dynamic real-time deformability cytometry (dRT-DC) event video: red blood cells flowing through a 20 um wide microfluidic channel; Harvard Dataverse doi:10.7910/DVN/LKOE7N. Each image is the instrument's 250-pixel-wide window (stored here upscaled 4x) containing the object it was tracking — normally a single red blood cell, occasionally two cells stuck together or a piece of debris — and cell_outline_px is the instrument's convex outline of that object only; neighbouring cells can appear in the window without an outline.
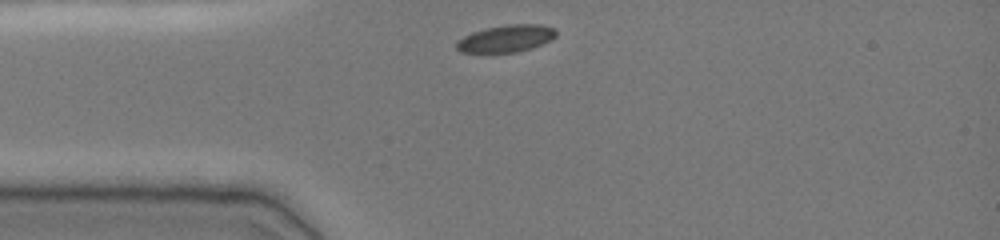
{"species": "common noctule bat (a hibernating species)", "species_latin": "Nyctalus noctula", "temperature_condition": "cold", "stored_images_in_passage": 31, "camera_frame_rate_fps": 3000, "um_per_image_px": 0.085, "animal": {"sex": "female", "body_mass_g": 19.0, "forearm_length_mm": 51.5}, "frame": {"image": 1, "passage_image": 1, "time_ms": 0.0, "image_size_px": [1000, 240], "cell_outline_px": [[556, 36], [552, 40], [532, 48], [516, 52], [460, 52], [456, 48], [456, 40], [472, 32], [488, 28], [508, 24], [540, 24], [552, 28], [556, 32]], "centroid_in_image_um": [43.01, 3.28], "position_along_channel_um": 42.0, "area_um2": 15.66}}
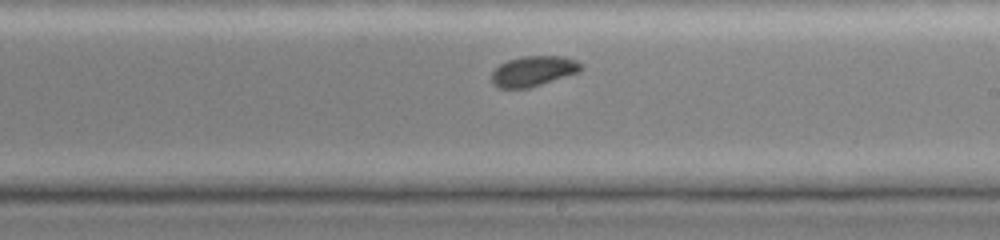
{"frame": {"image": 2, "passage_image": 18, "time_ms": 5.667, "image_size_px": [1000, 240], "cell_outline_px": [[584, 68], [576, 72], [528, 88], [500, 88], [492, 84], [492, 72], [500, 64], [508, 60], [524, 56], [564, 56], [576, 60]], "centroid_in_image_um": [45.3, 6.03], "position_along_channel_um": 243.7, "area_um2": 15.43}}
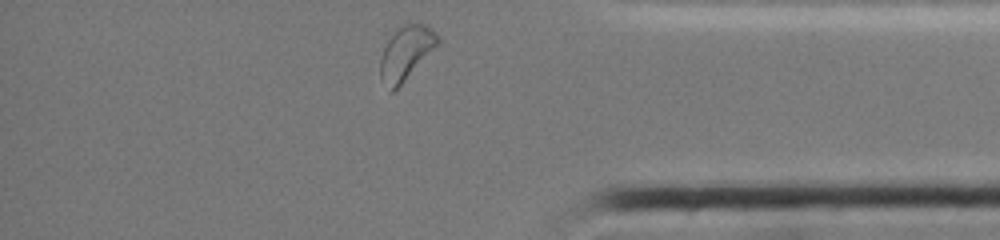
{"frame": {"image": 3, "passage_image": 31, "time_ms": 10.0, "image_size_px": [1000, 240], "cell_outline_px": [[440, 44], [392, 92], [388, 92], [380, 80], [380, 56], [396, 24], [424, 24], [436, 32], [440, 36]], "centroid_in_image_um": [34.49, 4.48], "position_along_channel_um": 400.7, "area_um2": 18.32}, "authors_computed_cell_mechanics": {"area_um2": 16.0684, "velocity_mm_per_s": 3.8074, "shape_relaxation_time_tau1_ms": 2.2814, "shape_relaxation_time_tau2_ms": 5.304, "deformation_change_tau1": 0.0898, "deformation_change_tau2": 0.0646}}